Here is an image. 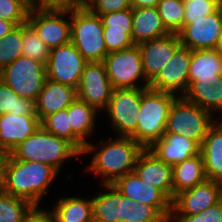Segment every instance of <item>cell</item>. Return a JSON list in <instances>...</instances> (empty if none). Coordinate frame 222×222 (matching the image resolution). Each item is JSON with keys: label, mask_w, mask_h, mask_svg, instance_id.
Returning a JSON list of instances; mask_svg holds the SVG:
<instances>
[{"label": "cell", "mask_w": 222, "mask_h": 222, "mask_svg": "<svg viewBox=\"0 0 222 222\" xmlns=\"http://www.w3.org/2000/svg\"><path fill=\"white\" fill-rule=\"evenodd\" d=\"M157 9L166 30L177 34L184 26L183 0H160Z\"/></svg>", "instance_id": "cell-33"}, {"label": "cell", "mask_w": 222, "mask_h": 222, "mask_svg": "<svg viewBox=\"0 0 222 222\" xmlns=\"http://www.w3.org/2000/svg\"><path fill=\"white\" fill-rule=\"evenodd\" d=\"M170 222H222V200L198 214L171 215Z\"/></svg>", "instance_id": "cell-41"}, {"label": "cell", "mask_w": 222, "mask_h": 222, "mask_svg": "<svg viewBox=\"0 0 222 222\" xmlns=\"http://www.w3.org/2000/svg\"><path fill=\"white\" fill-rule=\"evenodd\" d=\"M191 58L192 50L181 46L149 83L148 88L183 97L189 87L188 76Z\"/></svg>", "instance_id": "cell-13"}, {"label": "cell", "mask_w": 222, "mask_h": 222, "mask_svg": "<svg viewBox=\"0 0 222 222\" xmlns=\"http://www.w3.org/2000/svg\"><path fill=\"white\" fill-rule=\"evenodd\" d=\"M185 10L184 19H200L215 12L222 0H183Z\"/></svg>", "instance_id": "cell-39"}, {"label": "cell", "mask_w": 222, "mask_h": 222, "mask_svg": "<svg viewBox=\"0 0 222 222\" xmlns=\"http://www.w3.org/2000/svg\"><path fill=\"white\" fill-rule=\"evenodd\" d=\"M160 0H131L132 8L157 7Z\"/></svg>", "instance_id": "cell-45"}, {"label": "cell", "mask_w": 222, "mask_h": 222, "mask_svg": "<svg viewBox=\"0 0 222 222\" xmlns=\"http://www.w3.org/2000/svg\"><path fill=\"white\" fill-rule=\"evenodd\" d=\"M31 8L40 11L72 12L85 6L83 0H30Z\"/></svg>", "instance_id": "cell-40"}, {"label": "cell", "mask_w": 222, "mask_h": 222, "mask_svg": "<svg viewBox=\"0 0 222 222\" xmlns=\"http://www.w3.org/2000/svg\"><path fill=\"white\" fill-rule=\"evenodd\" d=\"M183 97L212 116L215 112H222V76L198 78L188 87Z\"/></svg>", "instance_id": "cell-24"}, {"label": "cell", "mask_w": 222, "mask_h": 222, "mask_svg": "<svg viewBox=\"0 0 222 222\" xmlns=\"http://www.w3.org/2000/svg\"><path fill=\"white\" fill-rule=\"evenodd\" d=\"M103 187L105 190L92 197L93 222H129L133 200L122 195L113 184Z\"/></svg>", "instance_id": "cell-17"}, {"label": "cell", "mask_w": 222, "mask_h": 222, "mask_svg": "<svg viewBox=\"0 0 222 222\" xmlns=\"http://www.w3.org/2000/svg\"><path fill=\"white\" fill-rule=\"evenodd\" d=\"M7 168V153L0 152V193L4 192Z\"/></svg>", "instance_id": "cell-44"}, {"label": "cell", "mask_w": 222, "mask_h": 222, "mask_svg": "<svg viewBox=\"0 0 222 222\" xmlns=\"http://www.w3.org/2000/svg\"><path fill=\"white\" fill-rule=\"evenodd\" d=\"M57 175L58 172L47 164L14 159L7 154L4 192L39 206Z\"/></svg>", "instance_id": "cell-2"}, {"label": "cell", "mask_w": 222, "mask_h": 222, "mask_svg": "<svg viewBox=\"0 0 222 222\" xmlns=\"http://www.w3.org/2000/svg\"><path fill=\"white\" fill-rule=\"evenodd\" d=\"M159 160L175 166L200 153V146L180 134L164 133L148 148Z\"/></svg>", "instance_id": "cell-21"}, {"label": "cell", "mask_w": 222, "mask_h": 222, "mask_svg": "<svg viewBox=\"0 0 222 222\" xmlns=\"http://www.w3.org/2000/svg\"><path fill=\"white\" fill-rule=\"evenodd\" d=\"M16 27L17 25L14 22L0 19V40Z\"/></svg>", "instance_id": "cell-46"}, {"label": "cell", "mask_w": 222, "mask_h": 222, "mask_svg": "<svg viewBox=\"0 0 222 222\" xmlns=\"http://www.w3.org/2000/svg\"><path fill=\"white\" fill-rule=\"evenodd\" d=\"M112 184L122 195L134 202L172 206V202L158 188L144 182L134 171L119 177Z\"/></svg>", "instance_id": "cell-22"}, {"label": "cell", "mask_w": 222, "mask_h": 222, "mask_svg": "<svg viewBox=\"0 0 222 222\" xmlns=\"http://www.w3.org/2000/svg\"><path fill=\"white\" fill-rule=\"evenodd\" d=\"M103 63L114 89L148 88L138 45L108 53ZM139 80L144 81V85H139Z\"/></svg>", "instance_id": "cell-8"}, {"label": "cell", "mask_w": 222, "mask_h": 222, "mask_svg": "<svg viewBox=\"0 0 222 222\" xmlns=\"http://www.w3.org/2000/svg\"><path fill=\"white\" fill-rule=\"evenodd\" d=\"M99 145L100 149H97L95 144L88 142L81 155L93 153L92 160L86 169H89V172L91 170L99 177L101 176L103 184H112L119 177L133 172L137 158L144 150L129 136L102 140Z\"/></svg>", "instance_id": "cell-1"}, {"label": "cell", "mask_w": 222, "mask_h": 222, "mask_svg": "<svg viewBox=\"0 0 222 222\" xmlns=\"http://www.w3.org/2000/svg\"><path fill=\"white\" fill-rule=\"evenodd\" d=\"M22 55V25L0 40V71Z\"/></svg>", "instance_id": "cell-36"}, {"label": "cell", "mask_w": 222, "mask_h": 222, "mask_svg": "<svg viewBox=\"0 0 222 222\" xmlns=\"http://www.w3.org/2000/svg\"><path fill=\"white\" fill-rule=\"evenodd\" d=\"M200 153L207 179L222 183V119L208 129Z\"/></svg>", "instance_id": "cell-27"}, {"label": "cell", "mask_w": 222, "mask_h": 222, "mask_svg": "<svg viewBox=\"0 0 222 222\" xmlns=\"http://www.w3.org/2000/svg\"><path fill=\"white\" fill-rule=\"evenodd\" d=\"M216 120L199 105L177 97L170 107L165 133L180 134L201 147L208 129Z\"/></svg>", "instance_id": "cell-6"}, {"label": "cell", "mask_w": 222, "mask_h": 222, "mask_svg": "<svg viewBox=\"0 0 222 222\" xmlns=\"http://www.w3.org/2000/svg\"><path fill=\"white\" fill-rule=\"evenodd\" d=\"M57 201L50 210L55 222H93L92 198L69 196Z\"/></svg>", "instance_id": "cell-29"}, {"label": "cell", "mask_w": 222, "mask_h": 222, "mask_svg": "<svg viewBox=\"0 0 222 222\" xmlns=\"http://www.w3.org/2000/svg\"><path fill=\"white\" fill-rule=\"evenodd\" d=\"M222 76V57L215 49L192 50L189 86L198 78Z\"/></svg>", "instance_id": "cell-30"}, {"label": "cell", "mask_w": 222, "mask_h": 222, "mask_svg": "<svg viewBox=\"0 0 222 222\" xmlns=\"http://www.w3.org/2000/svg\"><path fill=\"white\" fill-rule=\"evenodd\" d=\"M40 126L37 115H0V152L10 154Z\"/></svg>", "instance_id": "cell-19"}, {"label": "cell", "mask_w": 222, "mask_h": 222, "mask_svg": "<svg viewBox=\"0 0 222 222\" xmlns=\"http://www.w3.org/2000/svg\"><path fill=\"white\" fill-rule=\"evenodd\" d=\"M50 48L39 37L35 29L26 22L22 24V55L47 65Z\"/></svg>", "instance_id": "cell-32"}, {"label": "cell", "mask_w": 222, "mask_h": 222, "mask_svg": "<svg viewBox=\"0 0 222 222\" xmlns=\"http://www.w3.org/2000/svg\"><path fill=\"white\" fill-rule=\"evenodd\" d=\"M97 110L86 102L76 98L68 106V116L72 126V145L80 152L84 150L85 145L89 142L97 119Z\"/></svg>", "instance_id": "cell-25"}, {"label": "cell", "mask_w": 222, "mask_h": 222, "mask_svg": "<svg viewBox=\"0 0 222 222\" xmlns=\"http://www.w3.org/2000/svg\"><path fill=\"white\" fill-rule=\"evenodd\" d=\"M69 12L40 11L30 8L27 22L50 49L71 42V23L66 20Z\"/></svg>", "instance_id": "cell-14"}, {"label": "cell", "mask_w": 222, "mask_h": 222, "mask_svg": "<svg viewBox=\"0 0 222 222\" xmlns=\"http://www.w3.org/2000/svg\"><path fill=\"white\" fill-rule=\"evenodd\" d=\"M36 115L35 103L28 98L19 97L0 79V115Z\"/></svg>", "instance_id": "cell-31"}, {"label": "cell", "mask_w": 222, "mask_h": 222, "mask_svg": "<svg viewBox=\"0 0 222 222\" xmlns=\"http://www.w3.org/2000/svg\"><path fill=\"white\" fill-rule=\"evenodd\" d=\"M129 222H170L172 206H152L132 201Z\"/></svg>", "instance_id": "cell-35"}, {"label": "cell", "mask_w": 222, "mask_h": 222, "mask_svg": "<svg viewBox=\"0 0 222 222\" xmlns=\"http://www.w3.org/2000/svg\"><path fill=\"white\" fill-rule=\"evenodd\" d=\"M76 98L77 92L75 88L46 79L34 102L35 113L41 121L49 114L67 108Z\"/></svg>", "instance_id": "cell-23"}, {"label": "cell", "mask_w": 222, "mask_h": 222, "mask_svg": "<svg viewBox=\"0 0 222 222\" xmlns=\"http://www.w3.org/2000/svg\"><path fill=\"white\" fill-rule=\"evenodd\" d=\"M10 155L18 160L47 164L58 173L67 159L82 156L69 141L47 132L41 126L15 147Z\"/></svg>", "instance_id": "cell-3"}, {"label": "cell", "mask_w": 222, "mask_h": 222, "mask_svg": "<svg viewBox=\"0 0 222 222\" xmlns=\"http://www.w3.org/2000/svg\"><path fill=\"white\" fill-rule=\"evenodd\" d=\"M103 22V35L108 53L133 47L132 7L100 16Z\"/></svg>", "instance_id": "cell-20"}, {"label": "cell", "mask_w": 222, "mask_h": 222, "mask_svg": "<svg viewBox=\"0 0 222 222\" xmlns=\"http://www.w3.org/2000/svg\"><path fill=\"white\" fill-rule=\"evenodd\" d=\"M40 125L47 132L72 144V126L68 116V107L44 117Z\"/></svg>", "instance_id": "cell-37"}, {"label": "cell", "mask_w": 222, "mask_h": 222, "mask_svg": "<svg viewBox=\"0 0 222 222\" xmlns=\"http://www.w3.org/2000/svg\"><path fill=\"white\" fill-rule=\"evenodd\" d=\"M113 90L103 61L87 62L76 89L77 98L102 111L107 107Z\"/></svg>", "instance_id": "cell-12"}, {"label": "cell", "mask_w": 222, "mask_h": 222, "mask_svg": "<svg viewBox=\"0 0 222 222\" xmlns=\"http://www.w3.org/2000/svg\"><path fill=\"white\" fill-rule=\"evenodd\" d=\"M222 200V183L206 179L193 188L177 194L171 215L198 214Z\"/></svg>", "instance_id": "cell-15"}, {"label": "cell", "mask_w": 222, "mask_h": 222, "mask_svg": "<svg viewBox=\"0 0 222 222\" xmlns=\"http://www.w3.org/2000/svg\"><path fill=\"white\" fill-rule=\"evenodd\" d=\"M181 46L178 35L174 33L138 45L142 56L144 75L149 83Z\"/></svg>", "instance_id": "cell-16"}, {"label": "cell", "mask_w": 222, "mask_h": 222, "mask_svg": "<svg viewBox=\"0 0 222 222\" xmlns=\"http://www.w3.org/2000/svg\"><path fill=\"white\" fill-rule=\"evenodd\" d=\"M222 33V5L200 19H184L177 33L181 45L190 50L215 49Z\"/></svg>", "instance_id": "cell-10"}, {"label": "cell", "mask_w": 222, "mask_h": 222, "mask_svg": "<svg viewBox=\"0 0 222 222\" xmlns=\"http://www.w3.org/2000/svg\"><path fill=\"white\" fill-rule=\"evenodd\" d=\"M68 16L71 23V43L87 62L103 61L108 52L101 17L86 6L69 12Z\"/></svg>", "instance_id": "cell-5"}, {"label": "cell", "mask_w": 222, "mask_h": 222, "mask_svg": "<svg viewBox=\"0 0 222 222\" xmlns=\"http://www.w3.org/2000/svg\"><path fill=\"white\" fill-rule=\"evenodd\" d=\"M23 222H55L51 211L42 210L40 206H34L25 216Z\"/></svg>", "instance_id": "cell-43"}, {"label": "cell", "mask_w": 222, "mask_h": 222, "mask_svg": "<svg viewBox=\"0 0 222 222\" xmlns=\"http://www.w3.org/2000/svg\"><path fill=\"white\" fill-rule=\"evenodd\" d=\"M206 179L201 153L172 166L173 200L180 192L193 188Z\"/></svg>", "instance_id": "cell-28"}, {"label": "cell", "mask_w": 222, "mask_h": 222, "mask_svg": "<svg viewBox=\"0 0 222 222\" xmlns=\"http://www.w3.org/2000/svg\"><path fill=\"white\" fill-rule=\"evenodd\" d=\"M85 6L94 14L101 16L131 8V0H88Z\"/></svg>", "instance_id": "cell-42"}, {"label": "cell", "mask_w": 222, "mask_h": 222, "mask_svg": "<svg viewBox=\"0 0 222 222\" xmlns=\"http://www.w3.org/2000/svg\"><path fill=\"white\" fill-rule=\"evenodd\" d=\"M215 50L222 57V33H221V36L219 38V41H218V44H217Z\"/></svg>", "instance_id": "cell-47"}, {"label": "cell", "mask_w": 222, "mask_h": 222, "mask_svg": "<svg viewBox=\"0 0 222 222\" xmlns=\"http://www.w3.org/2000/svg\"><path fill=\"white\" fill-rule=\"evenodd\" d=\"M30 8V0H0V19L17 26L25 24Z\"/></svg>", "instance_id": "cell-38"}, {"label": "cell", "mask_w": 222, "mask_h": 222, "mask_svg": "<svg viewBox=\"0 0 222 222\" xmlns=\"http://www.w3.org/2000/svg\"><path fill=\"white\" fill-rule=\"evenodd\" d=\"M168 34L157 7L132 8V40L135 45Z\"/></svg>", "instance_id": "cell-26"}, {"label": "cell", "mask_w": 222, "mask_h": 222, "mask_svg": "<svg viewBox=\"0 0 222 222\" xmlns=\"http://www.w3.org/2000/svg\"><path fill=\"white\" fill-rule=\"evenodd\" d=\"M86 63L71 42L55 47L46 65L47 79L77 89Z\"/></svg>", "instance_id": "cell-11"}, {"label": "cell", "mask_w": 222, "mask_h": 222, "mask_svg": "<svg viewBox=\"0 0 222 222\" xmlns=\"http://www.w3.org/2000/svg\"><path fill=\"white\" fill-rule=\"evenodd\" d=\"M142 88L114 89L105 108L118 136H129L136 141V127L140 115Z\"/></svg>", "instance_id": "cell-9"}, {"label": "cell", "mask_w": 222, "mask_h": 222, "mask_svg": "<svg viewBox=\"0 0 222 222\" xmlns=\"http://www.w3.org/2000/svg\"><path fill=\"white\" fill-rule=\"evenodd\" d=\"M134 172L140 179L158 188L171 202L173 201L172 166L159 160L149 149L138 156Z\"/></svg>", "instance_id": "cell-18"}, {"label": "cell", "mask_w": 222, "mask_h": 222, "mask_svg": "<svg viewBox=\"0 0 222 222\" xmlns=\"http://www.w3.org/2000/svg\"><path fill=\"white\" fill-rule=\"evenodd\" d=\"M34 206L27 200L0 193V222H23Z\"/></svg>", "instance_id": "cell-34"}, {"label": "cell", "mask_w": 222, "mask_h": 222, "mask_svg": "<svg viewBox=\"0 0 222 222\" xmlns=\"http://www.w3.org/2000/svg\"><path fill=\"white\" fill-rule=\"evenodd\" d=\"M0 79L19 97L35 102L47 79L46 65L21 55L0 71Z\"/></svg>", "instance_id": "cell-7"}, {"label": "cell", "mask_w": 222, "mask_h": 222, "mask_svg": "<svg viewBox=\"0 0 222 222\" xmlns=\"http://www.w3.org/2000/svg\"><path fill=\"white\" fill-rule=\"evenodd\" d=\"M177 95L142 88L140 115L136 127V142L148 149L165 133L170 107Z\"/></svg>", "instance_id": "cell-4"}]
</instances>
